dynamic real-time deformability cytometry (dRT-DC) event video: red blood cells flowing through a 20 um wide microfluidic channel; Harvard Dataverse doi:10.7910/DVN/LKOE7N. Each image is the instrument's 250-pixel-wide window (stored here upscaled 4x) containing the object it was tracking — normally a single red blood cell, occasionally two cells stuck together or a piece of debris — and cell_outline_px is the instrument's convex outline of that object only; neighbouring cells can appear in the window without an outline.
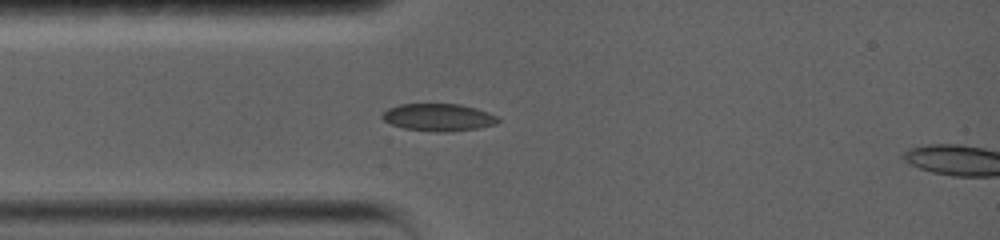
{"species": "common noctule bat (a hibernating species)", "species_latin": "Nyctalus noctula", "temperature_condition": "warm", "stored_images_in_passage": 10, "camera_frame_rate_fps": 5000, "um_per_image_px": 0.085, "animal": {"sex": "female", "body_mass_g": 19.0, "forearm_length_mm": 56.7}, "frame": {"image": 1, "passage_image": 1, "time_ms": 0.0, "image_size_px": [1000, 240], "cell_outline_px": [[500, 120], [496, 124], [480, 128], [448, 132], [436, 132], [404, 128], [392, 124], [384, 120], [380, 116], [388, 108], [400, 104], [460, 104], [476, 108], [488, 112], [496, 116]], "centroid_in_image_um": [37.28, 9.97], "position_along_channel_um": 47.7, "area_um2": 18.5}}
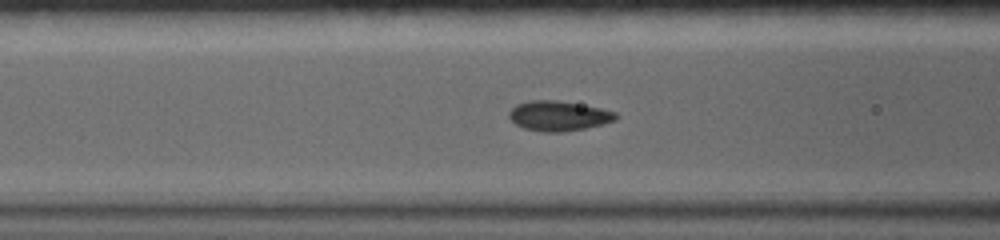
{"frame": {"image": 2, "passage_image": 7, "time_ms": 2.0, "image_size_px": [1000, 240], "cell_outline_px": [[620, 116], [616, 120], [584, 128], [564, 132], [540, 132], [524, 128], [516, 124], [508, 116], [508, 112], [516, 104], [528, 100], [556, 100], [600, 108], [616, 112]], "centroid_in_image_um": [47.46, 9.85], "position_along_channel_um": 119.1, "area_um2": 18.61}}
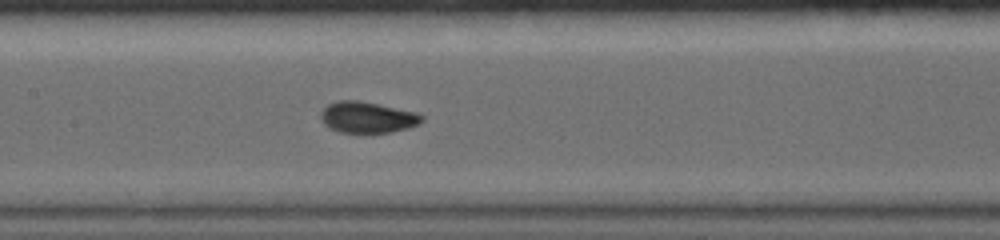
{"frame": {"image": 3, "passage_image": 10, "time_ms": 3.6, "image_size_px": [1000, 240], "cell_outline_px": [[424, 120], [420, 124], [408, 128], [392, 132], [340, 132], [324, 124], [320, 116], [320, 112], [328, 104], [340, 100], [356, 100], [416, 112], [424, 116]], "centroid_in_image_um": [31.25, 9.97], "position_along_channel_um": 176.1, "area_um2": 18.15}}